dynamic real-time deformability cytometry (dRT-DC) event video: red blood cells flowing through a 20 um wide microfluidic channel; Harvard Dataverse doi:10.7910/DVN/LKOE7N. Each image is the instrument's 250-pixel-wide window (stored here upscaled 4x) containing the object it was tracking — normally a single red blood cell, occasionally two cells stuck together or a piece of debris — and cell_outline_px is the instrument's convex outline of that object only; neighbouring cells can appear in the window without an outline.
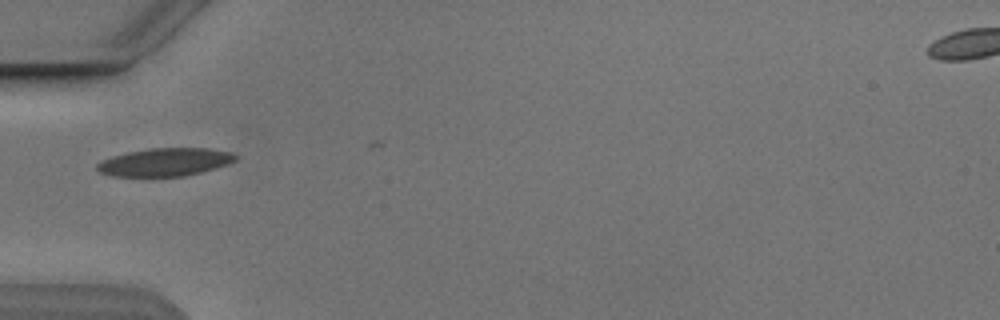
{"species": "Egyptian fruit bat (a non-hibernating species)", "species_latin": "Rousettus aegyptiacus", "temperature_condition": "cold", "stored_images_in_passage": 1, "camera_frame_rate_fps": 3000, "um_per_image_px": 0.085, "animal": {"sex": "male"}, "frame": {"image": 1, "passage_image": 1, "time_ms": 0.0, "image_size_px": [1000, 320], "cell_outline_px": [[236, 160], [228, 164], [216, 168], [184, 176], [112, 176], [100, 172], [96, 168], [96, 164], [112, 156], [128, 152], [148, 148], [208, 148], [232, 152], [236, 156]], "centroid_in_image_um": [14.04, 13.77], "position_along_channel_um": 71.0, "area_um2": 22.48}}